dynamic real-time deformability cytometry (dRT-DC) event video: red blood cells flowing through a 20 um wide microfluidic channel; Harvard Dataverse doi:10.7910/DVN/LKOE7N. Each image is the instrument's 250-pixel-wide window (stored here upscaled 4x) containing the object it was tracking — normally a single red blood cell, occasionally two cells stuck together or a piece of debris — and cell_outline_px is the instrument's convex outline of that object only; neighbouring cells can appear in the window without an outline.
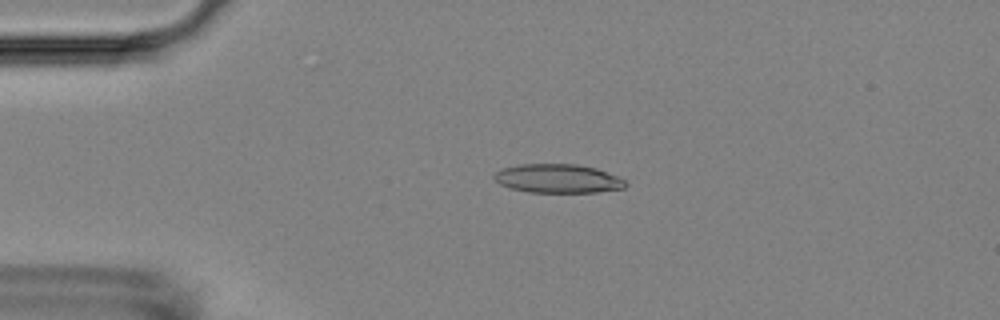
{"species": "Egyptian fruit bat (a non-hibernating species)", "species_latin": "Rousettus aegyptiacus", "temperature_condition": "room temperature", "stored_images_in_passage": 4, "camera_frame_rate_fps": 3000, "um_per_image_px": 0.085, "animal": {"sex": "female"}, "frame": {"image": 1, "passage_image": 3, "time_ms": 3.333, "image_size_px": [1000, 320], "cell_outline_px": [[628, 184], [624, 188], [596, 192], [528, 192], [508, 188], [500, 184], [492, 176], [496, 172], [504, 168], [520, 164], [576, 164], [596, 168], [620, 176]], "centroid_in_image_um": [47.44, 15.18], "position_along_channel_um": 37.6, "area_um2": 22.14}}